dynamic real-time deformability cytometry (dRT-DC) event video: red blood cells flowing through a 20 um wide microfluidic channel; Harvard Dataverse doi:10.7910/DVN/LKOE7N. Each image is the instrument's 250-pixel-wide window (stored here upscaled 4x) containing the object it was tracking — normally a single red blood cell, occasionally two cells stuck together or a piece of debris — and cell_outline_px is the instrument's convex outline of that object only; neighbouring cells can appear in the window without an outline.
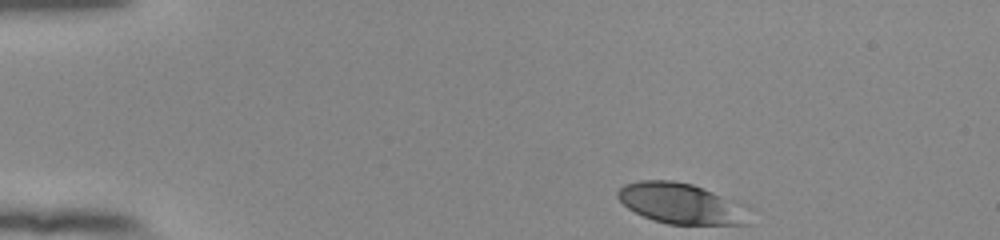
{"species": "human", "species_latin": "Homo sapiens", "temperature_condition": "room temperature", "stored_images_in_passage": 46, "camera_frame_rate_fps": 3000, "um_per_image_px": 0.085, "donor": {"sex": "female"}, "frame": {"image": 1, "passage_image": 1, "time_ms": 0.0, "image_size_px": [1000, 240], "cell_outline_px": [[756, 208], [752, 224], [668, 224], [652, 220], [628, 208], [616, 196], [616, 192], [624, 184], [640, 180], [672, 180], [692, 184], [748, 204]], "centroid_in_image_um": [58.08, 17.31], "position_along_channel_um": 26.9, "area_um2": 32.25}}
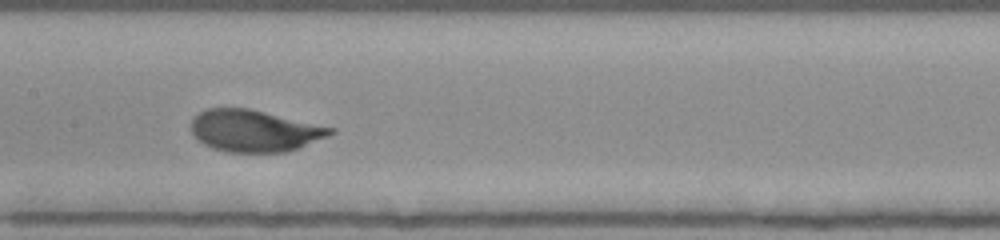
{"frame": {"image": 2, "passage_image": 20, "time_ms": 6.333, "image_size_px": [1000, 240], "cell_outline_px": [[336, 132], [328, 136], [296, 148], [284, 152], [228, 152], [212, 148], [204, 144], [192, 136], [192, 120], [200, 112], [208, 108], [248, 108], [336, 128]], "centroid_in_image_um": [21.62, 11.11], "position_along_channel_um": 185.8, "area_um2": 33.7}}
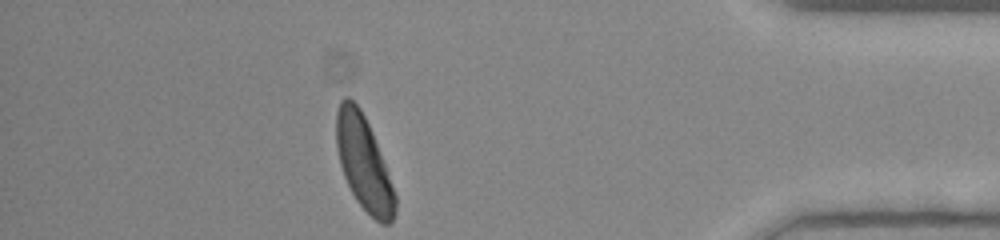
{"frame": {"image": 3, "passage_image": 40, "time_ms": 13.0, "image_size_px": [1000, 240], "cell_outline_px": [[396, 212], [392, 220], [388, 224], [380, 224], [356, 200], [344, 176], [340, 164], [336, 144], [336, 112], [340, 100], [344, 96], [348, 96], [360, 108], [372, 132], [396, 196]], "centroid_in_image_um": [30.9, 13.84], "position_along_channel_um": 404.3, "area_um2": 31.67}, "authors_computed_cell_mechanics": {"area_um2": 33.0616, "velocity_mm_per_s": 3.8333, "shape_relaxation_time_tau1_ms": 2.3314, "shape_relaxation_time_tau2_ms": null, "deformation_change_tau1": 0.136, "deformation_change_tau2": null}}